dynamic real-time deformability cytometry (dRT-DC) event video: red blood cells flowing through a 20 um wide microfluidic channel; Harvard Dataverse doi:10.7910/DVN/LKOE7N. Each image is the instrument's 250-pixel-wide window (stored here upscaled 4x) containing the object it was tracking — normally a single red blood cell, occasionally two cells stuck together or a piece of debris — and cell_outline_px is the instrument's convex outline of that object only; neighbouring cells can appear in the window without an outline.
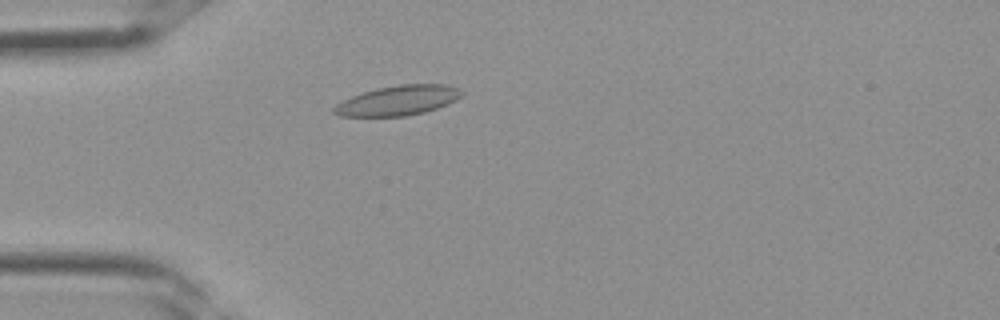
{"species": "Egyptian fruit bat (a non-hibernating species)", "species_latin": "Rousettus aegyptiacus", "temperature_condition": "room temperature", "stored_images_in_passage": 33, "camera_frame_rate_fps": 3000, "um_per_image_px": 0.085, "frame": {"image": 1, "passage_image": 8, "time_ms": 2.333, "image_size_px": [1000, 320], "cell_outline_px": [[464, 92], [456, 100], [448, 104], [424, 112], [404, 116], [340, 116], [332, 112], [332, 108], [336, 104], [352, 96], [376, 88], [400, 84], [444, 84], [460, 88]], "centroid_in_image_um": [33.84, 8.53], "position_along_channel_um": 51.2, "area_um2": 22.14}}
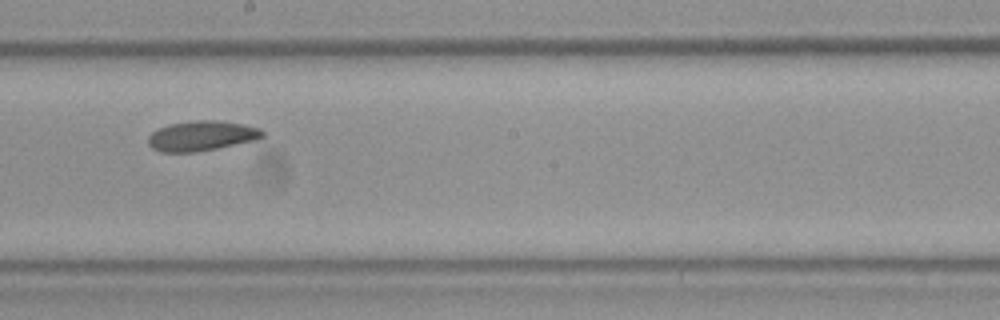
{"frame": {"image": 2, "passage_image": 18, "time_ms": 5.667, "image_size_px": [1000, 320], "cell_outline_px": [[264, 136], [256, 140], [196, 152], [160, 152], [152, 148], [148, 144], [148, 136], [152, 132], [168, 124], [196, 120], [216, 120], [240, 124], [260, 128], [264, 132]], "centroid_in_image_um": [17.11, 11.55], "position_along_channel_um": 231.1, "area_um2": 19.88}}
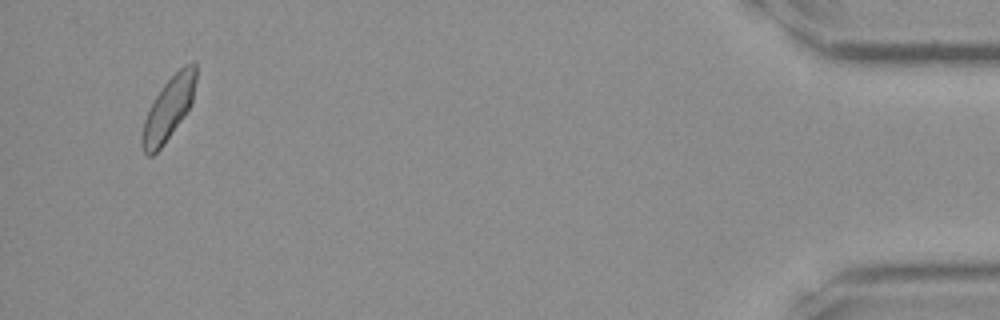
{"frame": {"image": 3, "passage_image": 32, "time_ms": 10.333, "image_size_px": [1000, 320], "cell_outline_px": [[196, 80], [192, 100], [184, 116], [164, 144], [152, 156], [148, 156], [144, 152], [140, 144], [140, 140], [144, 120], [156, 96], [164, 84], [184, 64], [192, 60], [196, 60]], "centroid_in_image_um": [14.33, 9.22], "position_along_channel_um": 420.9, "area_um2": 19.54}}